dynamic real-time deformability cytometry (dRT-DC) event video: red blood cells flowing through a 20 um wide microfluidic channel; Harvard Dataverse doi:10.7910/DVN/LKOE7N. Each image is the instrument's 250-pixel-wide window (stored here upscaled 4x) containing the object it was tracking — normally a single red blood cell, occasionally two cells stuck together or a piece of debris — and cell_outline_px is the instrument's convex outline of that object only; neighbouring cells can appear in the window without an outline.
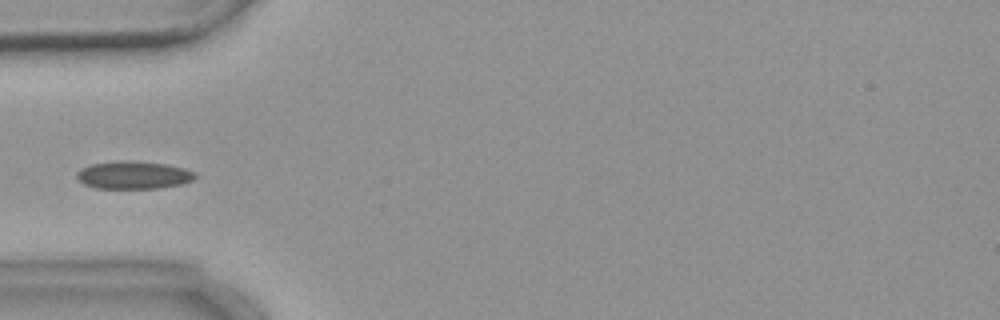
{"species": "common noctule bat (a hibernating species)", "species_latin": "Nyctalus noctula", "temperature_condition": "warm", "stored_images_in_passage": 6, "camera_frame_rate_fps": 3000, "um_per_image_px": 0.085, "animal": {"sex": "female", "body_mass_g": 18.4}, "frame": {"image": 1, "passage_image": 4, "time_ms": 3.667, "image_size_px": [1000, 320], "cell_outline_px": [[196, 176], [192, 180], [180, 184], [156, 188], [96, 188], [84, 184], [76, 176], [76, 172], [80, 168], [92, 164], [116, 160], [128, 160], [164, 164], [184, 168], [196, 172]], "centroid_in_image_um": [11.32, 14.87], "position_along_channel_um": 73.7, "area_um2": 19.07}}
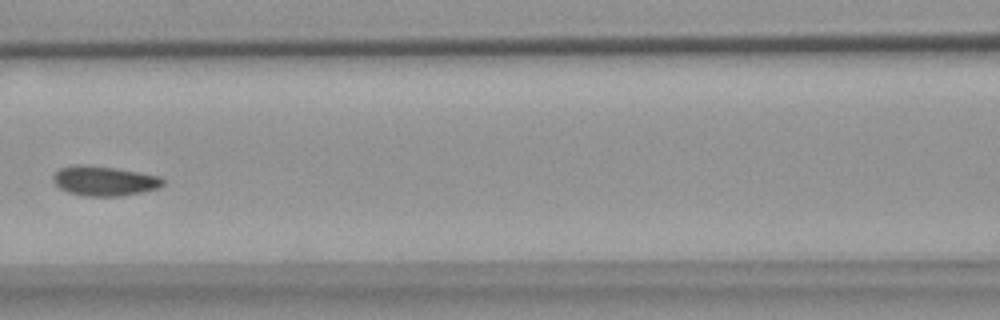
{"frame": {"image": 2, "passage_image": 6, "time_ms": 6.0, "image_size_px": [1000, 320], "cell_outline_px": [[164, 184], [160, 188], [120, 196], [84, 196], [68, 192], [60, 188], [52, 180], [52, 176], [60, 168], [80, 164], [84, 164], [140, 172], [160, 176], [164, 180]], "centroid_in_image_um": [8.87, 15.38], "position_along_channel_um": 157.7, "area_um2": 18.96}}